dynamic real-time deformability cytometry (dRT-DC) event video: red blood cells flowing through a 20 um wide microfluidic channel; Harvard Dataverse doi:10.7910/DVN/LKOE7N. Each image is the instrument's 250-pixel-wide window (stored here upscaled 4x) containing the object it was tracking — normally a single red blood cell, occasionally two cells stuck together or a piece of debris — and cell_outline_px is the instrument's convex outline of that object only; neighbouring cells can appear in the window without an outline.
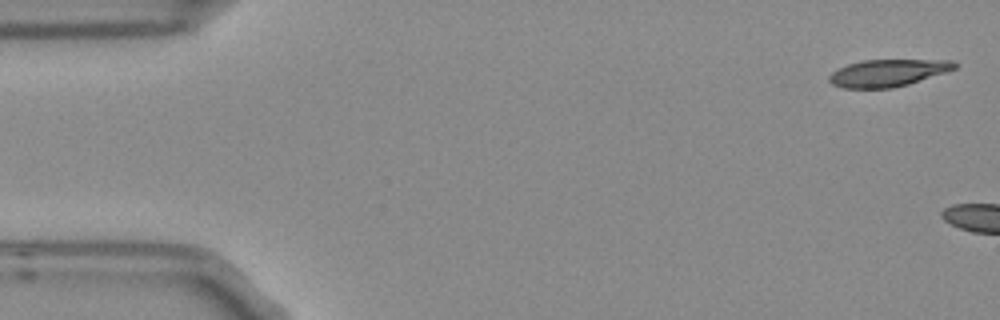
{"species": "Egyptian fruit bat (a non-hibernating species)", "species_latin": "Rousettus aegyptiacus", "temperature_condition": "room temperature", "stored_images_in_passage": 2, "camera_frame_rate_fps": 3000, "um_per_image_px": 0.085, "frame": {"image": 1, "passage_image": 1, "time_ms": 0.0, "image_size_px": [1000, 320], "cell_outline_px": [[956, 68], [908, 84], [892, 88], [844, 88], [832, 84], [828, 80], [828, 76], [832, 72], [848, 64], [864, 60], [952, 60], [956, 64]], "centroid_in_image_um": [75.42, 6.2], "position_along_channel_um": 9.6, "area_um2": 19.54}}